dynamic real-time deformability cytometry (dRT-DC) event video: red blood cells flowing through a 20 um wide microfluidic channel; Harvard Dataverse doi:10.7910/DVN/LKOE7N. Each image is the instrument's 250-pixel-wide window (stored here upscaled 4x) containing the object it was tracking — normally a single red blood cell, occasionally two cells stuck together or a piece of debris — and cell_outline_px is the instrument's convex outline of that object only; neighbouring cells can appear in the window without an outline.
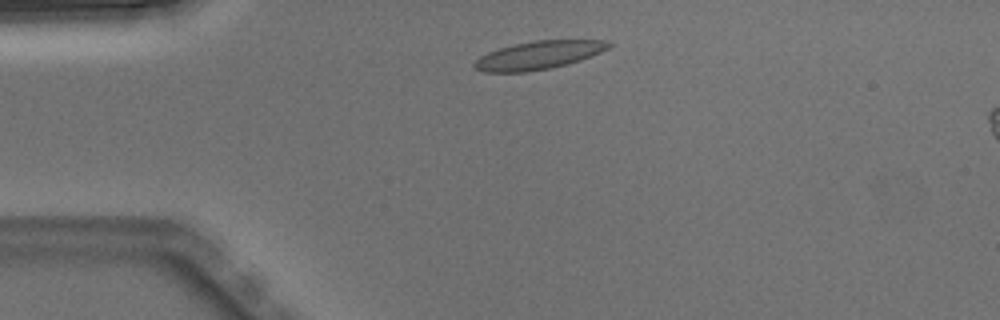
{"species": "Egyptian fruit bat (a non-hibernating species)", "species_latin": "Rousettus aegyptiacus", "temperature_condition": "warm", "stored_images_in_passage": 5, "camera_frame_rate_fps": 3000, "um_per_image_px": 0.085, "animal": {"sex": "male"}, "frame": {"image": 1, "passage_image": 2, "time_ms": 0.333, "image_size_px": [1000, 320], "cell_outline_px": [[612, 44], [608, 48], [600, 52], [580, 60], [548, 68], [524, 72], [484, 72], [476, 68], [472, 64], [480, 56], [488, 52], [500, 48], [532, 40], [608, 40]], "centroid_in_image_um": [45.76, 4.68], "position_along_channel_um": 39.2, "area_um2": 21.73}}